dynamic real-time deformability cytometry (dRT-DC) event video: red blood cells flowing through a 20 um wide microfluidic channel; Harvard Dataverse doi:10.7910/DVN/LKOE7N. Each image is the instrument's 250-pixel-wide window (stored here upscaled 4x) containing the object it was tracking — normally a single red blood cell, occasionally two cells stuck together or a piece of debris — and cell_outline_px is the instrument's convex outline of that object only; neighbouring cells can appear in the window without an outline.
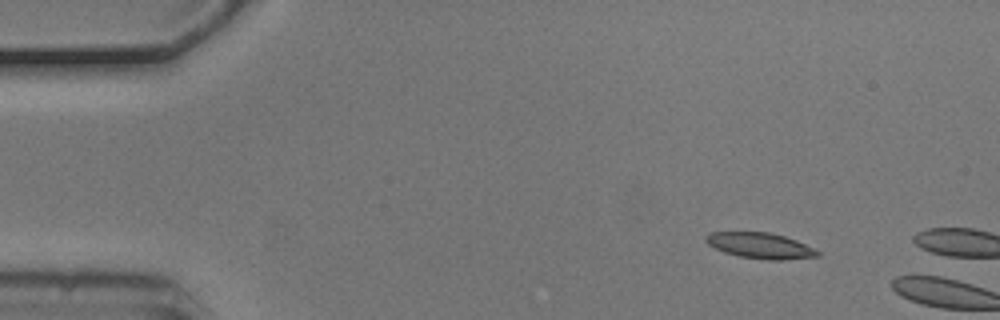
{"species": "common noctule bat (a hibernating species)", "species_latin": "Nyctalus noctula", "temperature_condition": "cold", "stored_images_in_passage": 2, "camera_frame_rate_fps": 3000, "um_per_image_px": 0.085, "animal": {"sex": "male", "body_mass_g": 20.5, "forearm_length_mm": 52.5}, "frame": {"image": 1, "passage_image": 1, "time_ms": 0.0, "image_size_px": [1000, 320], "cell_outline_px": [[820, 256], [784, 260], [768, 260], [740, 256], [724, 252], [708, 244], [704, 240], [704, 236], [708, 232], [768, 232], [784, 236], [796, 240], [820, 252]], "centroid_in_image_um": [64.59, 20.87], "position_along_channel_um": 20.4, "area_um2": 16.7}}